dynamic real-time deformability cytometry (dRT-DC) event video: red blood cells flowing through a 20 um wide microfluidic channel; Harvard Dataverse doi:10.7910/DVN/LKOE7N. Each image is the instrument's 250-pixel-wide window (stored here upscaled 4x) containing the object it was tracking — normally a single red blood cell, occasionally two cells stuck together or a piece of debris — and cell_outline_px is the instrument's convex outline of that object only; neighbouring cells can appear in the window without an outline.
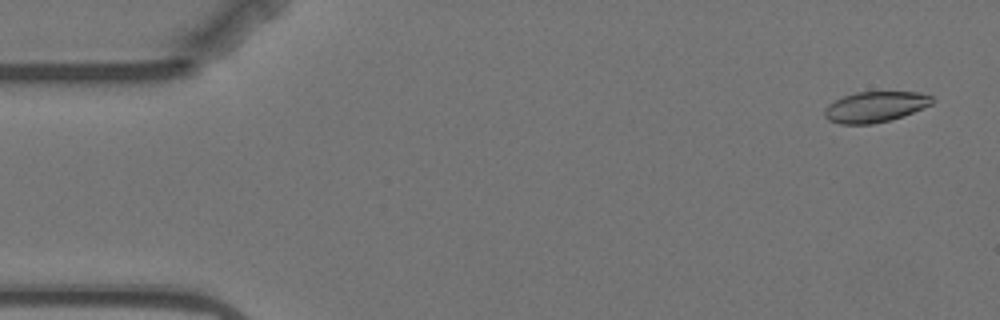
{"species": "Egyptian fruit bat (a non-hibernating species)", "species_latin": "Rousettus aegyptiacus", "temperature_condition": "warm", "stored_images_in_passage": 5, "camera_frame_rate_fps": 3000, "um_per_image_px": 0.085, "animal": {"sex": "female"}, "frame": {"image": 1, "passage_image": 1, "time_ms": 0.0, "image_size_px": [1000, 320], "cell_outline_px": [[936, 100], [932, 104], [924, 108], [888, 120], [872, 124], [840, 124], [828, 120], [824, 116], [824, 108], [828, 104], [844, 96], [856, 92], [920, 92], [932, 96]], "centroid_in_image_um": [74.39, 9.07], "position_along_channel_um": 10.6, "area_um2": 19.19}}